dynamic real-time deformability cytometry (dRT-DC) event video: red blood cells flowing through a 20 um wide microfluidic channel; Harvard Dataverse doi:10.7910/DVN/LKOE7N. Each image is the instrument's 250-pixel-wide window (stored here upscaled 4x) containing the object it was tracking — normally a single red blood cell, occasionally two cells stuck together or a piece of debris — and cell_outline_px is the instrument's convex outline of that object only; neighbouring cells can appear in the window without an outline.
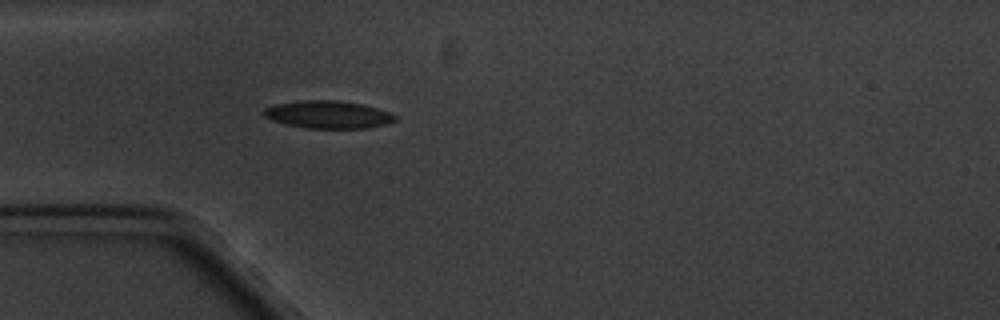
{"species": "common noctule bat (a hibernating species)", "species_latin": "Nyctalus noctula", "temperature_condition": "cold", "stored_images_in_passage": 4, "camera_frame_rate_fps": 3000, "um_per_image_px": 0.085, "animal": {"sex": "male", "body_mass_g": 20.1, "forearm_length_mm": 53.5}, "frame": {"image": 1, "passage_image": 4, "time_ms": 4.333, "image_size_px": [1000, 320], "cell_outline_px": [[396, 120], [388, 124], [368, 128], [304, 128], [272, 120], [264, 116], [260, 112], [264, 108], [276, 104], [304, 100], [336, 100], [364, 104], [388, 112], [396, 116]], "centroid_in_image_um": [27.88, 9.74], "position_along_channel_um": 57.1, "area_um2": 21.15}}